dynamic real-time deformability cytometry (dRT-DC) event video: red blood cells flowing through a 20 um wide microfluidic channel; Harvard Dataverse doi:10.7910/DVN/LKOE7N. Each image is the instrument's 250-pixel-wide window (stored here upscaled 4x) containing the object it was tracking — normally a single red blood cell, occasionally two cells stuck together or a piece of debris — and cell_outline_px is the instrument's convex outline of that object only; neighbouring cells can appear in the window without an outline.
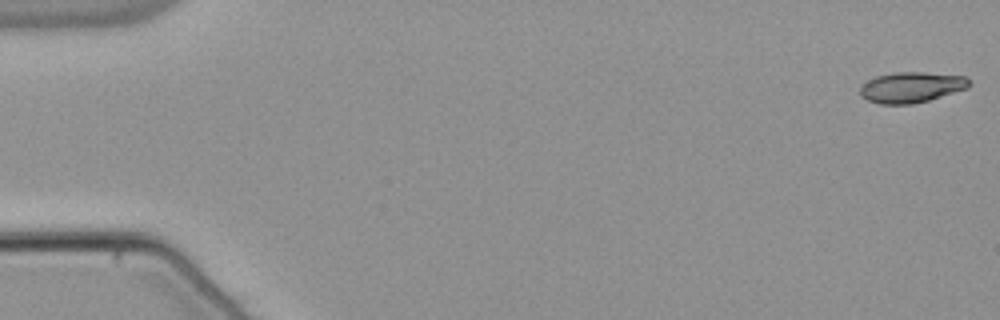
{"species": "common noctule bat (a hibernating species)", "species_latin": "Nyctalus noctula", "temperature_condition": "warm", "stored_images_in_passage": 54, "camera_frame_rate_fps": 3000, "um_per_image_px": 0.085, "animal": {"sex": "male", "body_mass_g": 21.5, "forearm_length_mm": 52.0}, "frame": {"image": 1, "passage_image": 1, "time_ms": 0.0, "image_size_px": [1000, 320], "cell_outline_px": [[972, 84], [968, 88], [928, 100], [912, 104], [880, 104], [868, 100], [860, 96], [860, 84], [876, 76], [896, 72], [924, 72], [964, 76]], "centroid_in_image_um": [77.44, 7.41], "position_along_channel_um": 7.6, "area_um2": 19.48}}
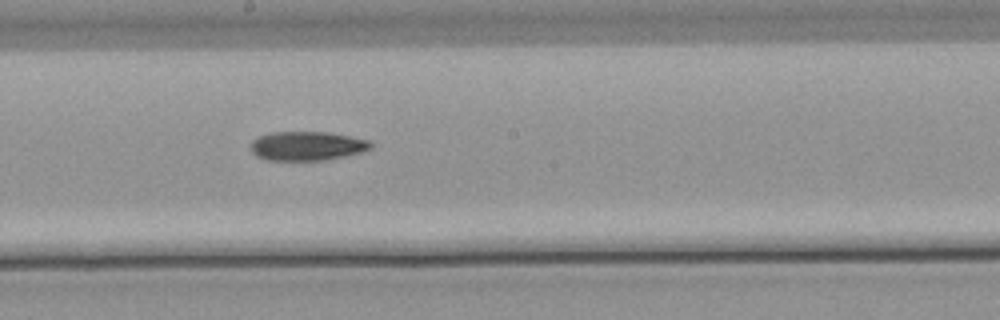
{"frame": {"image": 2, "passage_image": 30, "time_ms": 9.667, "image_size_px": [1000, 320], "cell_outline_px": [[372, 148], [360, 152], [344, 156], [324, 160], [268, 160], [256, 156], [252, 152], [248, 144], [256, 136], [272, 132], [328, 132], [372, 140]], "centroid_in_image_um": [26.06, 12.39], "position_along_channel_um": 222.1, "area_um2": 20.58}}
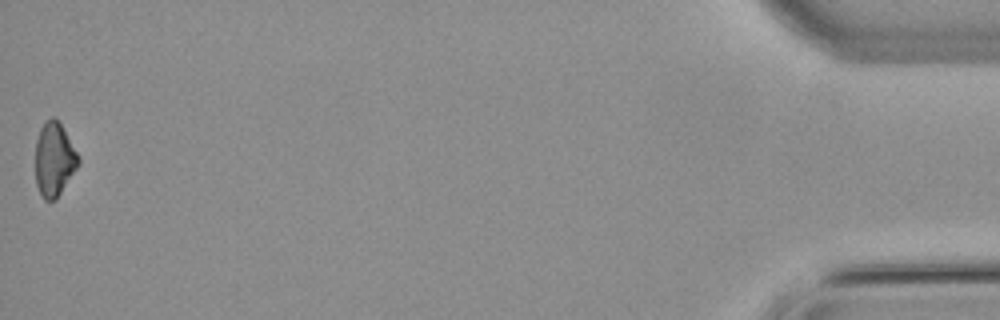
{"frame": {"image": 3, "passage_image": 54, "time_ms": 17.667, "image_size_px": [1000, 320], "cell_outline_px": [[80, 164], [56, 200], [44, 200], [36, 184], [36, 140], [40, 128], [44, 120], [52, 116], [56, 116], [80, 156]], "centroid_in_image_um": [4.62, 13.52], "position_along_channel_um": 430.6, "area_um2": 18.79}}